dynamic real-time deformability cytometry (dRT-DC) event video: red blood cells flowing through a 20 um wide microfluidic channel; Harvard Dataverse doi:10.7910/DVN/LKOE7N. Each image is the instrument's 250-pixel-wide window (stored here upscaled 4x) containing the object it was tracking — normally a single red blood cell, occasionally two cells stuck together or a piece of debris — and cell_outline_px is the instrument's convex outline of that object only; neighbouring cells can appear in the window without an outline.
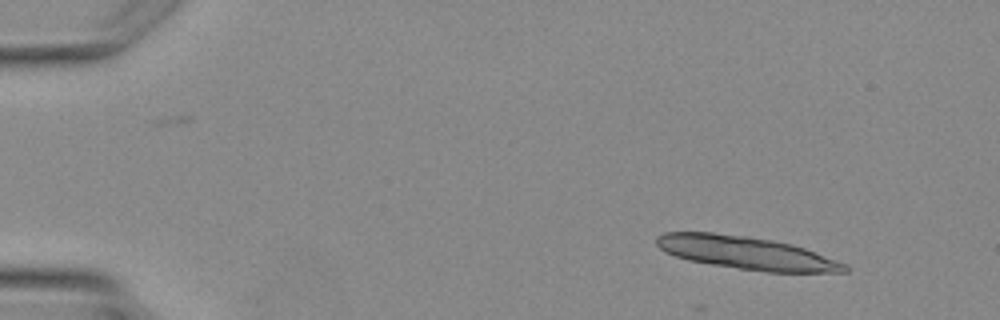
{"species": "Egyptian fruit bat (a non-hibernating species)", "species_latin": "Rousettus aegyptiacus", "temperature_condition": "warm", "stored_images_in_passage": 5, "segment_of_instrument_passage": [1, 3], "camera_frame_rate_fps": 3000, "um_per_image_px": 0.085, "animal": {"sex": "female"}, "frame": {"image": 1, "passage_image": 1, "time_ms": 0.0, "image_size_px": [1000, 320], "cell_outline_px": [[852, 268], [848, 272], [768, 272], [712, 264], [688, 260], [664, 252], [656, 244], [656, 236], [664, 232], [712, 232], [748, 236], [772, 240], [792, 244], [804, 248], [848, 264]], "centroid_in_image_um": [63.46, 21.49], "position_along_channel_um": 21.5, "area_um2": 36.13}}